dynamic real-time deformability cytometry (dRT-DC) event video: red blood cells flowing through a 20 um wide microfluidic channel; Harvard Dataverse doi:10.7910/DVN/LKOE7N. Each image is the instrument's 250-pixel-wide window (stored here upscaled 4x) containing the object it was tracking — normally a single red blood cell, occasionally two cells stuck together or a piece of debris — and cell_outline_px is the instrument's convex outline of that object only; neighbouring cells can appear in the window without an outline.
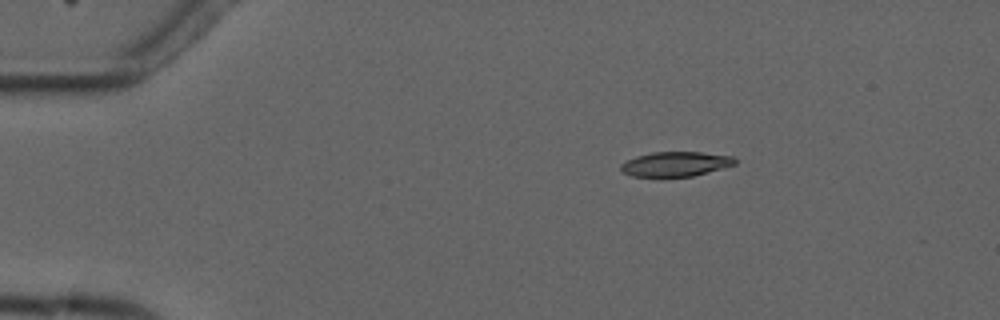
{"species": "common noctule bat (a hibernating species)", "species_latin": "Nyctalus noctula", "temperature_condition": "cold", "stored_images_in_passage": 5, "camera_frame_rate_fps": 3000, "um_per_image_px": 0.085, "animal": {"sex": "male", "forearm_length_mm": 52.5}, "frame": {"image": 1, "passage_image": 3, "time_ms": 2.333, "image_size_px": [1000, 320], "cell_outline_px": [[736, 164], [692, 176], [632, 176], [624, 172], [620, 168], [620, 164], [636, 156], [652, 152], [700, 152], [732, 156], [736, 160]], "centroid_in_image_um": [57.41, 13.93], "position_along_channel_um": 27.6, "area_um2": 16.13}}